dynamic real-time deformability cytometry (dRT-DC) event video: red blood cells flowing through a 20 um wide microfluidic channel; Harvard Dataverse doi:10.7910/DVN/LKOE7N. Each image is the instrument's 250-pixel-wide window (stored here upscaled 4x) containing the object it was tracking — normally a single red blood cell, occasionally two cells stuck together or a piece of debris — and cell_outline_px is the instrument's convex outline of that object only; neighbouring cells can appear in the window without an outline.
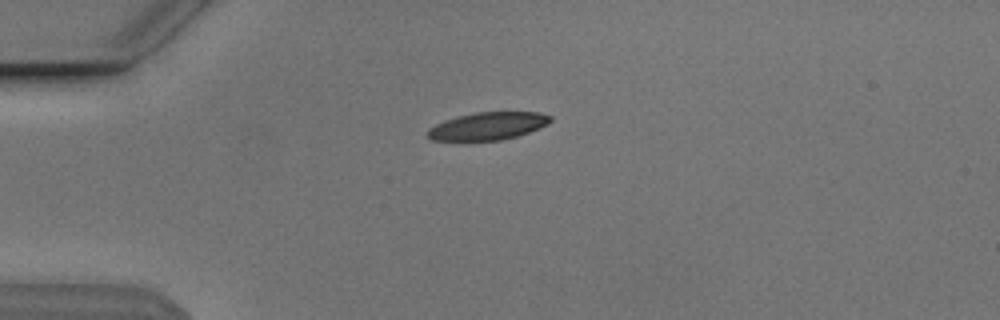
{"species": "Egyptian fruit bat (a non-hibernating species)", "species_latin": "Rousettus aegyptiacus", "temperature_condition": "cold", "stored_images_in_passage": 40, "camera_frame_rate_fps": 3000, "um_per_image_px": 0.085, "animal": {"sex": "male"}, "frame": {"image": 1, "passage_image": 1, "time_ms": 0.0, "image_size_px": [1000, 320], "cell_outline_px": [[552, 120], [548, 124], [540, 128], [516, 136], [500, 140], [432, 140], [428, 136], [428, 128], [444, 120], [456, 116], [476, 112], [540, 112], [552, 116]], "centroid_in_image_um": [41.49, 10.7], "position_along_channel_um": 43.5, "area_um2": 19.71}}
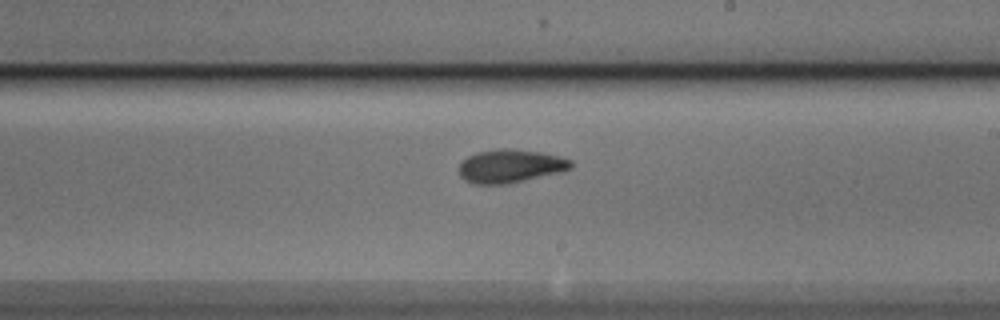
{"frame": {"image": 2, "passage_image": 19, "time_ms": 6.0, "image_size_px": [1000, 320], "cell_outline_px": [[572, 168], [564, 172], [504, 184], [476, 184], [464, 180], [460, 176], [460, 160], [476, 152], [500, 148], [512, 148], [540, 152], [572, 160]], "centroid_in_image_um": [43.37, 14.11], "position_along_channel_um": 245.6, "area_um2": 21.85}}
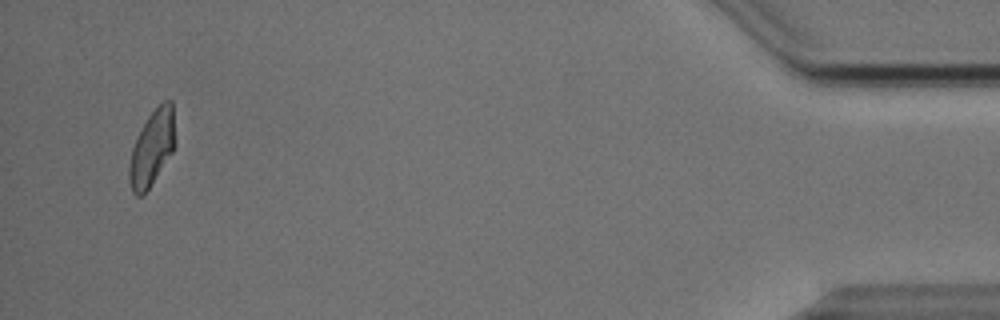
{"frame": {"image": 3, "passage_image": 39, "time_ms": 12.667, "image_size_px": [1000, 320], "cell_outline_px": [[176, 144], [172, 152], [148, 188], [140, 196], [136, 196], [132, 192], [128, 176], [128, 168], [132, 148], [148, 116], [164, 100], [172, 100]], "centroid_in_image_um": [12.93, 12.56], "position_along_channel_um": 422.3, "area_um2": 19.83}}